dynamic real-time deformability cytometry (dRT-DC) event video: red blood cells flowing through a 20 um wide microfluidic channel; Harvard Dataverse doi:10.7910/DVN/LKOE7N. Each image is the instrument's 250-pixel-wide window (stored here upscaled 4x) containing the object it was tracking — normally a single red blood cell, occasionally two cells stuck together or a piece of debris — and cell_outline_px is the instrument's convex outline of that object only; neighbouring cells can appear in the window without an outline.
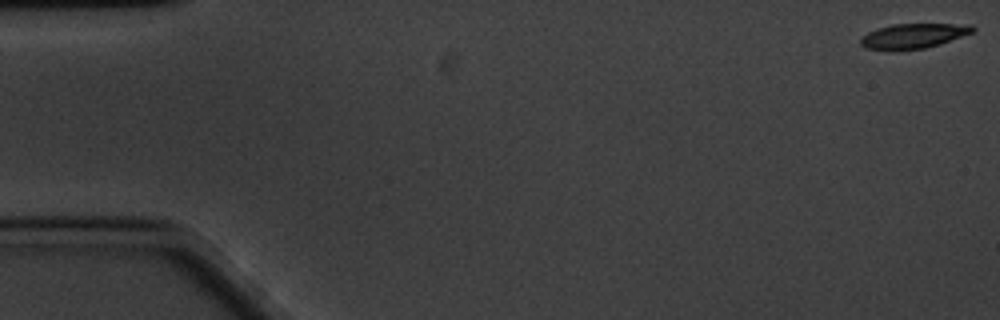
{"species": "common noctule bat (a hibernating species)", "species_latin": "Nyctalus noctula", "temperature_condition": "cold", "stored_images_in_passage": 61, "camera_frame_rate_fps": 3000, "um_per_image_px": 0.085, "animal": {"sex": "male", "body_mass_g": 20.1, "forearm_length_mm": 53.5}, "frame": {"image": 1, "passage_image": 1, "time_ms": 0.0, "image_size_px": [1000, 320], "cell_outline_px": [[976, 28], [972, 32], [940, 44], [924, 48], [892, 52], [888, 52], [864, 48], [860, 44], [860, 40], [868, 32], [892, 24], [972, 24]], "centroid_in_image_um": [77.59, 3.08], "position_along_channel_um": 7.4, "area_um2": 16.47}}
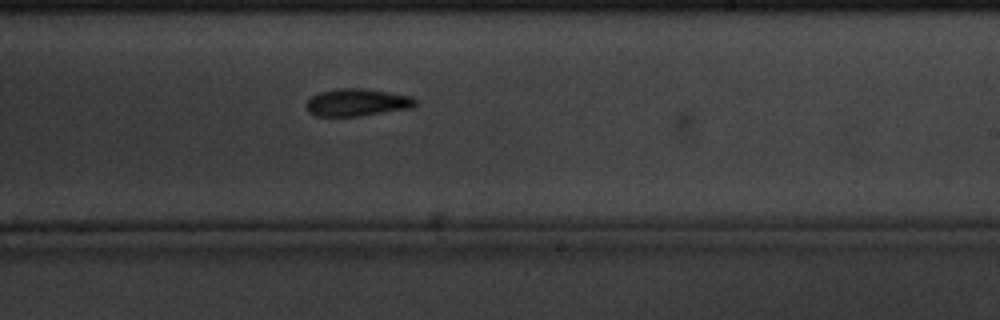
{"frame": {"image": 2, "passage_image": 36, "time_ms": 11.667, "image_size_px": [1000, 320], "cell_outline_px": [[416, 104], [412, 108], [360, 116], [316, 116], [308, 112], [304, 104], [312, 96], [320, 92], [336, 88], [364, 88], [412, 96], [416, 100]], "centroid_in_image_um": [30.33, 8.7], "position_along_channel_um": 258.7, "area_um2": 17.57}}
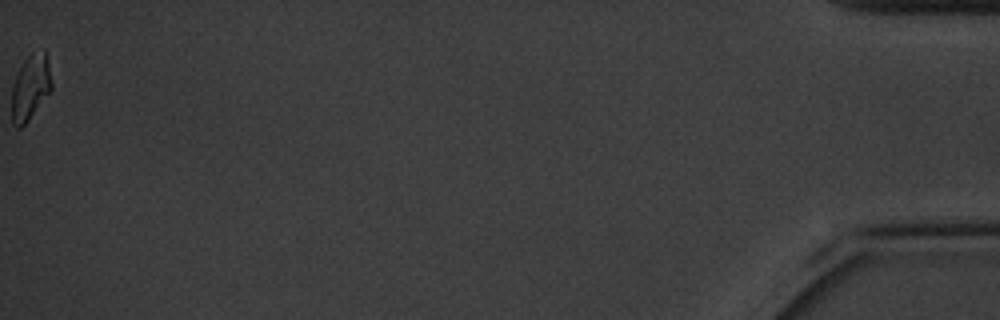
{"frame": {"image": 3, "passage_image": 61, "time_ms": 20.0, "image_size_px": [1000, 320], "cell_outline_px": [[52, 88], [28, 120], [20, 128], [16, 128], [12, 124], [12, 84], [24, 60], [32, 52], [44, 48], [48, 64], [52, 84]], "centroid_in_image_um": [2.57, 7.41], "position_along_channel_um": 432.6, "area_um2": 14.97}, "authors_computed_cell_mechanics": {"area_um2": 16.9354, "velocity_mm_per_s": 3.2994, "shape_relaxation_time_tau1_ms": 2.7347, "shape_relaxation_time_tau2_ms": 10.7729, "deformation_change_tau1": 0.1369, "deformation_change_tau2": 0.1787}}